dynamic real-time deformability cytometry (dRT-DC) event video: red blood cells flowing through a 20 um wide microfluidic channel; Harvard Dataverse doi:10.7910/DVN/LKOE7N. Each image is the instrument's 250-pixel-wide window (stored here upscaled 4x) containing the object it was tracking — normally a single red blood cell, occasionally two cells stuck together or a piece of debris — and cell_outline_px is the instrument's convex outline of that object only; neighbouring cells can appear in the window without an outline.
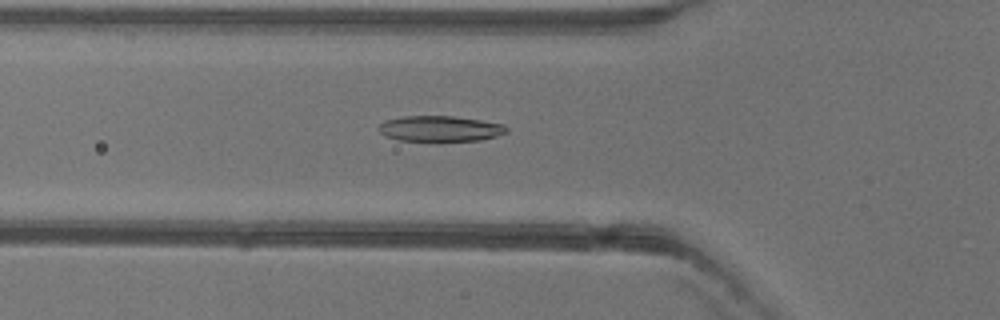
{"species": "common noctule bat (a hibernating species)", "species_latin": "Nyctalus noctula", "temperature_condition": "warm", "stored_images_in_passage": 48, "camera_frame_rate_fps": 3000, "um_per_image_px": 0.085, "animal": {"sex": "female"}, "frame": {"image": 1, "passage_image": 18, "time_ms": 5.667, "image_size_px": [1000, 320], "cell_outline_px": [[508, 132], [496, 136], [480, 140], [436, 144], [396, 140], [384, 136], [376, 128], [384, 120], [404, 116], [452, 116], [480, 120], [504, 124], [508, 128]], "centroid_in_image_um": [37.36, 10.99], "position_along_channel_um": 88.4, "area_um2": 20.23}}
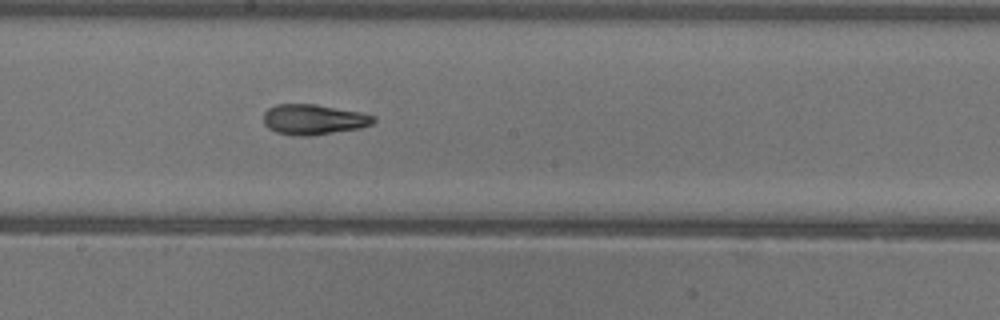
{"frame": {"image": 2, "passage_image": 28, "time_ms": 9.0, "image_size_px": [1000, 320], "cell_outline_px": [[376, 120], [372, 124], [360, 128], [312, 136], [296, 136], [276, 132], [268, 128], [264, 124], [264, 112], [268, 108], [276, 104], [316, 104], [360, 112], [376, 116]], "centroid_in_image_um": [26.66, 10.16], "position_along_channel_um": 221.5, "area_um2": 19.59}}
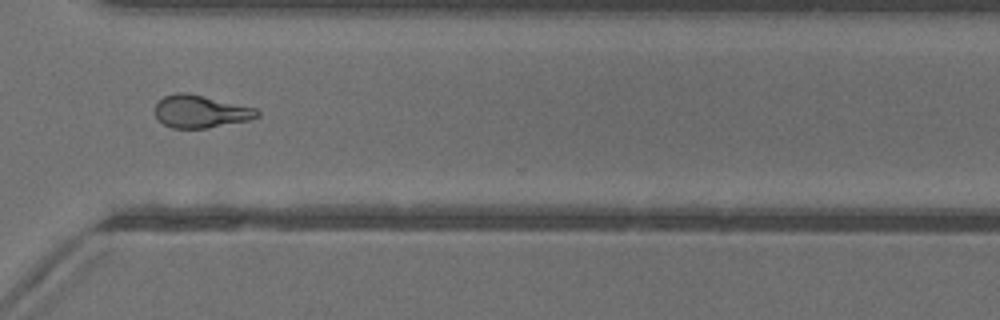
{"frame": {"image": 3, "passage_image": 38, "time_ms": 12.333, "image_size_px": [1000, 320], "cell_outline_px": [[260, 116], [248, 120], [208, 128], [172, 128], [164, 124], [156, 116], [156, 104], [164, 96], [176, 92], [188, 92], [256, 108], [260, 112]], "centroid_in_image_um": [17.07, 9.47], "position_along_channel_um": 353.5, "area_um2": 19.36}}